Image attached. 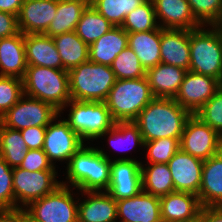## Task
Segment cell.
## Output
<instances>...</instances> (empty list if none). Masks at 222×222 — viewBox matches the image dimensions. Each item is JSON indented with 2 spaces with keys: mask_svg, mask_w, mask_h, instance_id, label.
<instances>
[{
  "mask_svg": "<svg viewBox=\"0 0 222 222\" xmlns=\"http://www.w3.org/2000/svg\"><path fill=\"white\" fill-rule=\"evenodd\" d=\"M221 85L211 76L187 71L174 99L181 107L194 115L214 96Z\"/></svg>",
  "mask_w": 222,
  "mask_h": 222,
  "instance_id": "14",
  "label": "cell"
},
{
  "mask_svg": "<svg viewBox=\"0 0 222 222\" xmlns=\"http://www.w3.org/2000/svg\"><path fill=\"white\" fill-rule=\"evenodd\" d=\"M18 33L17 16L0 11V39L12 37Z\"/></svg>",
  "mask_w": 222,
  "mask_h": 222,
  "instance_id": "44",
  "label": "cell"
},
{
  "mask_svg": "<svg viewBox=\"0 0 222 222\" xmlns=\"http://www.w3.org/2000/svg\"><path fill=\"white\" fill-rule=\"evenodd\" d=\"M195 19L204 26L215 25L222 15V0H187Z\"/></svg>",
  "mask_w": 222,
  "mask_h": 222,
  "instance_id": "40",
  "label": "cell"
},
{
  "mask_svg": "<svg viewBox=\"0 0 222 222\" xmlns=\"http://www.w3.org/2000/svg\"><path fill=\"white\" fill-rule=\"evenodd\" d=\"M116 202L118 222H162L158 196L142 190L133 197Z\"/></svg>",
  "mask_w": 222,
  "mask_h": 222,
  "instance_id": "17",
  "label": "cell"
},
{
  "mask_svg": "<svg viewBox=\"0 0 222 222\" xmlns=\"http://www.w3.org/2000/svg\"><path fill=\"white\" fill-rule=\"evenodd\" d=\"M190 30L161 28V63L189 71Z\"/></svg>",
  "mask_w": 222,
  "mask_h": 222,
  "instance_id": "21",
  "label": "cell"
},
{
  "mask_svg": "<svg viewBox=\"0 0 222 222\" xmlns=\"http://www.w3.org/2000/svg\"><path fill=\"white\" fill-rule=\"evenodd\" d=\"M58 117L60 118L61 114L46 127L42 148L54 167H56V161H67L65 163L68 164L70 158L84 144L68 123Z\"/></svg>",
  "mask_w": 222,
  "mask_h": 222,
  "instance_id": "12",
  "label": "cell"
},
{
  "mask_svg": "<svg viewBox=\"0 0 222 222\" xmlns=\"http://www.w3.org/2000/svg\"><path fill=\"white\" fill-rule=\"evenodd\" d=\"M127 33L145 32L157 29L154 3L147 0L144 4L130 12L121 26Z\"/></svg>",
  "mask_w": 222,
  "mask_h": 222,
  "instance_id": "35",
  "label": "cell"
},
{
  "mask_svg": "<svg viewBox=\"0 0 222 222\" xmlns=\"http://www.w3.org/2000/svg\"><path fill=\"white\" fill-rule=\"evenodd\" d=\"M190 30L189 71L211 76L222 84V34L214 26Z\"/></svg>",
  "mask_w": 222,
  "mask_h": 222,
  "instance_id": "6",
  "label": "cell"
},
{
  "mask_svg": "<svg viewBox=\"0 0 222 222\" xmlns=\"http://www.w3.org/2000/svg\"><path fill=\"white\" fill-rule=\"evenodd\" d=\"M147 0H93L91 4L114 26H122L126 16Z\"/></svg>",
  "mask_w": 222,
  "mask_h": 222,
  "instance_id": "34",
  "label": "cell"
},
{
  "mask_svg": "<svg viewBox=\"0 0 222 222\" xmlns=\"http://www.w3.org/2000/svg\"><path fill=\"white\" fill-rule=\"evenodd\" d=\"M146 77L116 80L105 100L114 122L135 121L154 99Z\"/></svg>",
  "mask_w": 222,
  "mask_h": 222,
  "instance_id": "3",
  "label": "cell"
},
{
  "mask_svg": "<svg viewBox=\"0 0 222 222\" xmlns=\"http://www.w3.org/2000/svg\"><path fill=\"white\" fill-rule=\"evenodd\" d=\"M74 1H82L88 5H91L93 3V0H74Z\"/></svg>",
  "mask_w": 222,
  "mask_h": 222,
  "instance_id": "50",
  "label": "cell"
},
{
  "mask_svg": "<svg viewBox=\"0 0 222 222\" xmlns=\"http://www.w3.org/2000/svg\"><path fill=\"white\" fill-rule=\"evenodd\" d=\"M108 138V144L113 147V149L123 151H131L132 148L135 149L144 146L142 135L140 133L138 125L134 121L129 122H115L114 126L103 133L100 138ZM109 135V136H108ZM127 146V147H126Z\"/></svg>",
  "mask_w": 222,
  "mask_h": 222,
  "instance_id": "32",
  "label": "cell"
},
{
  "mask_svg": "<svg viewBox=\"0 0 222 222\" xmlns=\"http://www.w3.org/2000/svg\"><path fill=\"white\" fill-rule=\"evenodd\" d=\"M19 168L28 171L56 170L43 149H28Z\"/></svg>",
  "mask_w": 222,
  "mask_h": 222,
  "instance_id": "42",
  "label": "cell"
},
{
  "mask_svg": "<svg viewBox=\"0 0 222 222\" xmlns=\"http://www.w3.org/2000/svg\"><path fill=\"white\" fill-rule=\"evenodd\" d=\"M219 31H222V15L219 21L214 25Z\"/></svg>",
  "mask_w": 222,
  "mask_h": 222,
  "instance_id": "49",
  "label": "cell"
},
{
  "mask_svg": "<svg viewBox=\"0 0 222 222\" xmlns=\"http://www.w3.org/2000/svg\"><path fill=\"white\" fill-rule=\"evenodd\" d=\"M28 148L20 130H14L0 123V157L11 167H19Z\"/></svg>",
  "mask_w": 222,
  "mask_h": 222,
  "instance_id": "33",
  "label": "cell"
},
{
  "mask_svg": "<svg viewBox=\"0 0 222 222\" xmlns=\"http://www.w3.org/2000/svg\"><path fill=\"white\" fill-rule=\"evenodd\" d=\"M58 0H24L18 19L19 32L44 34L57 11Z\"/></svg>",
  "mask_w": 222,
  "mask_h": 222,
  "instance_id": "16",
  "label": "cell"
},
{
  "mask_svg": "<svg viewBox=\"0 0 222 222\" xmlns=\"http://www.w3.org/2000/svg\"><path fill=\"white\" fill-rule=\"evenodd\" d=\"M24 40L22 32L0 39V76L24 78L27 69Z\"/></svg>",
  "mask_w": 222,
  "mask_h": 222,
  "instance_id": "24",
  "label": "cell"
},
{
  "mask_svg": "<svg viewBox=\"0 0 222 222\" xmlns=\"http://www.w3.org/2000/svg\"><path fill=\"white\" fill-rule=\"evenodd\" d=\"M25 222H41V221L33 218L25 209Z\"/></svg>",
  "mask_w": 222,
  "mask_h": 222,
  "instance_id": "48",
  "label": "cell"
},
{
  "mask_svg": "<svg viewBox=\"0 0 222 222\" xmlns=\"http://www.w3.org/2000/svg\"><path fill=\"white\" fill-rule=\"evenodd\" d=\"M186 72L181 67L159 63L146 70L145 77L154 97L174 98Z\"/></svg>",
  "mask_w": 222,
  "mask_h": 222,
  "instance_id": "25",
  "label": "cell"
},
{
  "mask_svg": "<svg viewBox=\"0 0 222 222\" xmlns=\"http://www.w3.org/2000/svg\"><path fill=\"white\" fill-rule=\"evenodd\" d=\"M28 149H42L46 127L31 126L20 130Z\"/></svg>",
  "mask_w": 222,
  "mask_h": 222,
  "instance_id": "43",
  "label": "cell"
},
{
  "mask_svg": "<svg viewBox=\"0 0 222 222\" xmlns=\"http://www.w3.org/2000/svg\"><path fill=\"white\" fill-rule=\"evenodd\" d=\"M194 115L222 136V85Z\"/></svg>",
  "mask_w": 222,
  "mask_h": 222,
  "instance_id": "39",
  "label": "cell"
},
{
  "mask_svg": "<svg viewBox=\"0 0 222 222\" xmlns=\"http://www.w3.org/2000/svg\"><path fill=\"white\" fill-rule=\"evenodd\" d=\"M24 95L23 79L0 76V118Z\"/></svg>",
  "mask_w": 222,
  "mask_h": 222,
  "instance_id": "38",
  "label": "cell"
},
{
  "mask_svg": "<svg viewBox=\"0 0 222 222\" xmlns=\"http://www.w3.org/2000/svg\"><path fill=\"white\" fill-rule=\"evenodd\" d=\"M57 170L28 171L13 168L14 208H25L31 202L54 192L61 181Z\"/></svg>",
  "mask_w": 222,
  "mask_h": 222,
  "instance_id": "9",
  "label": "cell"
},
{
  "mask_svg": "<svg viewBox=\"0 0 222 222\" xmlns=\"http://www.w3.org/2000/svg\"><path fill=\"white\" fill-rule=\"evenodd\" d=\"M71 99L105 102L116 81L111 66L87 61L68 70Z\"/></svg>",
  "mask_w": 222,
  "mask_h": 222,
  "instance_id": "5",
  "label": "cell"
},
{
  "mask_svg": "<svg viewBox=\"0 0 222 222\" xmlns=\"http://www.w3.org/2000/svg\"><path fill=\"white\" fill-rule=\"evenodd\" d=\"M113 27L114 25L92 5H88L77 23L75 32L82 41L90 46Z\"/></svg>",
  "mask_w": 222,
  "mask_h": 222,
  "instance_id": "31",
  "label": "cell"
},
{
  "mask_svg": "<svg viewBox=\"0 0 222 222\" xmlns=\"http://www.w3.org/2000/svg\"><path fill=\"white\" fill-rule=\"evenodd\" d=\"M87 6L88 4L82 1L58 0L55 17L44 34L55 37L75 31L77 23Z\"/></svg>",
  "mask_w": 222,
  "mask_h": 222,
  "instance_id": "30",
  "label": "cell"
},
{
  "mask_svg": "<svg viewBox=\"0 0 222 222\" xmlns=\"http://www.w3.org/2000/svg\"><path fill=\"white\" fill-rule=\"evenodd\" d=\"M191 115L174 98L155 97L134 122L139 127L143 142L160 138H181Z\"/></svg>",
  "mask_w": 222,
  "mask_h": 222,
  "instance_id": "2",
  "label": "cell"
},
{
  "mask_svg": "<svg viewBox=\"0 0 222 222\" xmlns=\"http://www.w3.org/2000/svg\"><path fill=\"white\" fill-rule=\"evenodd\" d=\"M0 222H25V208L0 210Z\"/></svg>",
  "mask_w": 222,
  "mask_h": 222,
  "instance_id": "46",
  "label": "cell"
},
{
  "mask_svg": "<svg viewBox=\"0 0 222 222\" xmlns=\"http://www.w3.org/2000/svg\"><path fill=\"white\" fill-rule=\"evenodd\" d=\"M111 69L116 80H131L145 77L146 70L142 67L135 52L126 47L114 59Z\"/></svg>",
  "mask_w": 222,
  "mask_h": 222,
  "instance_id": "36",
  "label": "cell"
},
{
  "mask_svg": "<svg viewBox=\"0 0 222 222\" xmlns=\"http://www.w3.org/2000/svg\"><path fill=\"white\" fill-rule=\"evenodd\" d=\"M128 43V33L121 26H114L89 46V61L111 66Z\"/></svg>",
  "mask_w": 222,
  "mask_h": 222,
  "instance_id": "26",
  "label": "cell"
},
{
  "mask_svg": "<svg viewBox=\"0 0 222 222\" xmlns=\"http://www.w3.org/2000/svg\"><path fill=\"white\" fill-rule=\"evenodd\" d=\"M202 206L198 195L187 192H172L160 197L162 222L197 220Z\"/></svg>",
  "mask_w": 222,
  "mask_h": 222,
  "instance_id": "20",
  "label": "cell"
},
{
  "mask_svg": "<svg viewBox=\"0 0 222 222\" xmlns=\"http://www.w3.org/2000/svg\"><path fill=\"white\" fill-rule=\"evenodd\" d=\"M141 161L131 157L111 161L110 184L107 193L116 201L127 199L142 191Z\"/></svg>",
  "mask_w": 222,
  "mask_h": 222,
  "instance_id": "13",
  "label": "cell"
},
{
  "mask_svg": "<svg viewBox=\"0 0 222 222\" xmlns=\"http://www.w3.org/2000/svg\"><path fill=\"white\" fill-rule=\"evenodd\" d=\"M58 115L59 111L50 103L24 94L0 118V123L14 130H22L31 126L47 127Z\"/></svg>",
  "mask_w": 222,
  "mask_h": 222,
  "instance_id": "10",
  "label": "cell"
},
{
  "mask_svg": "<svg viewBox=\"0 0 222 222\" xmlns=\"http://www.w3.org/2000/svg\"><path fill=\"white\" fill-rule=\"evenodd\" d=\"M180 138H160L144 142L143 148L147 151V163H168L180 149ZM147 148V149H146Z\"/></svg>",
  "mask_w": 222,
  "mask_h": 222,
  "instance_id": "37",
  "label": "cell"
},
{
  "mask_svg": "<svg viewBox=\"0 0 222 222\" xmlns=\"http://www.w3.org/2000/svg\"><path fill=\"white\" fill-rule=\"evenodd\" d=\"M162 29L194 30L202 25L193 16L187 0H152Z\"/></svg>",
  "mask_w": 222,
  "mask_h": 222,
  "instance_id": "19",
  "label": "cell"
},
{
  "mask_svg": "<svg viewBox=\"0 0 222 222\" xmlns=\"http://www.w3.org/2000/svg\"><path fill=\"white\" fill-rule=\"evenodd\" d=\"M24 44L27 66L63 70L60 55L52 37L45 34H26Z\"/></svg>",
  "mask_w": 222,
  "mask_h": 222,
  "instance_id": "23",
  "label": "cell"
},
{
  "mask_svg": "<svg viewBox=\"0 0 222 222\" xmlns=\"http://www.w3.org/2000/svg\"><path fill=\"white\" fill-rule=\"evenodd\" d=\"M60 55L63 70H70L89 61V46L75 31L52 37Z\"/></svg>",
  "mask_w": 222,
  "mask_h": 222,
  "instance_id": "28",
  "label": "cell"
},
{
  "mask_svg": "<svg viewBox=\"0 0 222 222\" xmlns=\"http://www.w3.org/2000/svg\"><path fill=\"white\" fill-rule=\"evenodd\" d=\"M203 160L179 149L167 163L176 192L198 195L202 182Z\"/></svg>",
  "mask_w": 222,
  "mask_h": 222,
  "instance_id": "15",
  "label": "cell"
},
{
  "mask_svg": "<svg viewBox=\"0 0 222 222\" xmlns=\"http://www.w3.org/2000/svg\"><path fill=\"white\" fill-rule=\"evenodd\" d=\"M181 222H197V220H192V221H181Z\"/></svg>",
  "mask_w": 222,
  "mask_h": 222,
  "instance_id": "51",
  "label": "cell"
},
{
  "mask_svg": "<svg viewBox=\"0 0 222 222\" xmlns=\"http://www.w3.org/2000/svg\"><path fill=\"white\" fill-rule=\"evenodd\" d=\"M23 88L25 95L50 103L58 111L71 100L68 70L27 66Z\"/></svg>",
  "mask_w": 222,
  "mask_h": 222,
  "instance_id": "4",
  "label": "cell"
},
{
  "mask_svg": "<svg viewBox=\"0 0 222 222\" xmlns=\"http://www.w3.org/2000/svg\"><path fill=\"white\" fill-rule=\"evenodd\" d=\"M65 107H70L68 118L64 120L83 142L99 139L101 135L114 126V121L105 102L78 101L71 99ZM65 109V110H64Z\"/></svg>",
  "mask_w": 222,
  "mask_h": 222,
  "instance_id": "7",
  "label": "cell"
},
{
  "mask_svg": "<svg viewBox=\"0 0 222 222\" xmlns=\"http://www.w3.org/2000/svg\"><path fill=\"white\" fill-rule=\"evenodd\" d=\"M24 0H0V11L7 12L18 17Z\"/></svg>",
  "mask_w": 222,
  "mask_h": 222,
  "instance_id": "47",
  "label": "cell"
},
{
  "mask_svg": "<svg viewBox=\"0 0 222 222\" xmlns=\"http://www.w3.org/2000/svg\"><path fill=\"white\" fill-rule=\"evenodd\" d=\"M180 149L203 161L222 150V136L195 115L187 120L179 141Z\"/></svg>",
  "mask_w": 222,
  "mask_h": 222,
  "instance_id": "11",
  "label": "cell"
},
{
  "mask_svg": "<svg viewBox=\"0 0 222 222\" xmlns=\"http://www.w3.org/2000/svg\"><path fill=\"white\" fill-rule=\"evenodd\" d=\"M96 147L84 143L70 158L65 177L68 181H62V185L74 187L78 192L107 191L113 159L104 148Z\"/></svg>",
  "mask_w": 222,
  "mask_h": 222,
  "instance_id": "1",
  "label": "cell"
},
{
  "mask_svg": "<svg viewBox=\"0 0 222 222\" xmlns=\"http://www.w3.org/2000/svg\"><path fill=\"white\" fill-rule=\"evenodd\" d=\"M198 198L202 207L222 206V150L203 162Z\"/></svg>",
  "mask_w": 222,
  "mask_h": 222,
  "instance_id": "22",
  "label": "cell"
},
{
  "mask_svg": "<svg viewBox=\"0 0 222 222\" xmlns=\"http://www.w3.org/2000/svg\"><path fill=\"white\" fill-rule=\"evenodd\" d=\"M78 222H118L117 202L106 191H80ZM81 201V202H80Z\"/></svg>",
  "mask_w": 222,
  "mask_h": 222,
  "instance_id": "18",
  "label": "cell"
},
{
  "mask_svg": "<svg viewBox=\"0 0 222 222\" xmlns=\"http://www.w3.org/2000/svg\"><path fill=\"white\" fill-rule=\"evenodd\" d=\"M197 222H222V206L202 207Z\"/></svg>",
  "mask_w": 222,
  "mask_h": 222,
  "instance_id": "45",
  "label": "cell"
},
{
  "mask_svg": "<svg viewBox=\"0 0 222 222\" xmlns=\"http://www.w3.org/2000/svg\"><path fill=\"white\" fill-rule=\"evenodd\" d=\"M130 47L145 70L161 63V27L145 32L128 33Z\"/></svg>",
  "mask_w": 222,
  "mask_h": 222,
  "instance_id": "27",
  "label": "cell"
},
{
  "mask_svg": "<svg viewBox=\"0 0 222 222\" xmlns=\"http://www.w3.org/2000/svg\"><path fill=\"white\" fill-rule=\"evenodd\" d=\"M14 209L13 168L0 157V210Z\"/></svg>",
  "mask_w": 222,
  "mask_h": 222,
  "instance_id": "41",
  "label": "cell"
},
{
  "mask_svg": "<svg viewBox=\"0 0 222 222\" xmlns=\"http://www.w3.org/2000/svg\"><path fill=\"white\" fill-rule=\"evenodd\" d=\"M73 189L60 185L54 192L31 202L25 209L41 222H78L79 198H74L76 193L72 192Z\"/></svg>",
  "mask_w": 222,
  "mask_h": 222,
  "instance_id": "8",
  "label": "cell"
},
{
  "mask_svg": "<svg viewBox=\"0 0 222 222\" xmlns=\"http://www.w3.org/2000/svg\"><path fill=\"white\" fill-rule=\"evenodd\" d=\"M141 163L142 190L154 195L164 196L175 192L174 183L168 164L166 163Z\"/></svg>",
  "mask_w": 222,
  "mask_h": 222,
  "instance_id": "29",
  "label": "cell"
}]
</instances>
